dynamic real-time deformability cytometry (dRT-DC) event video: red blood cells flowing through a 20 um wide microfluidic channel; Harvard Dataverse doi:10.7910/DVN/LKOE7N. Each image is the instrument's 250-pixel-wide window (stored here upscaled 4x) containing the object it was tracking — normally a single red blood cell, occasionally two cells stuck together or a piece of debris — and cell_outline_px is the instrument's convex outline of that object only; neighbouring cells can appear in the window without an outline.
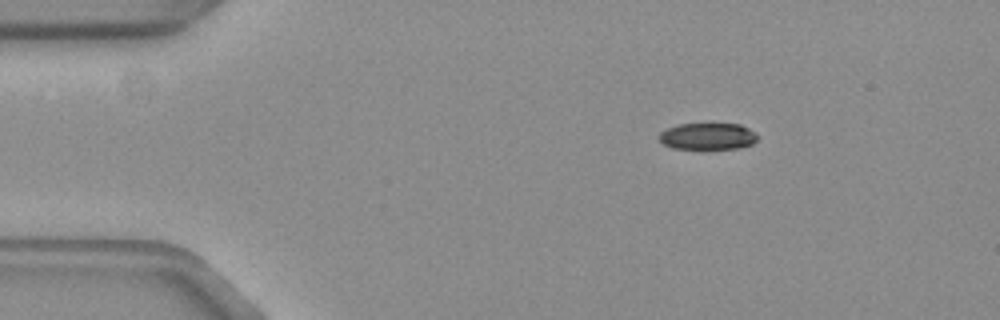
{"species": "common noctule bat (a hibernating species)", "species_latin": "Nyctalus noctula", "temperature_condition": "warm", "stored_images_in_passage": 9, "camera_frame_rate_fps": 3000, "um_per_image_px": 0.085, "animal": {"sex": "female", "body_mass_g": 19.3, "forearm_length_mm": 54.1}, "frame": {"image": 1, "passage_image": 1, "time_ms": 0.0, "image_size_px": [1000, 320], "cell_outline_px": [[756, 140], [752, 144], [736, 148], [676, 148], [664, 144], [660, 140], [660, 132], [676, 124], [708, 120], [712, 120], [740, 124], [748, 128], [756, 136]], "centroid_in_image_um": [60.14, 11.5], "position_along_channel_um": 24.9, "area_um2": 15.84}}